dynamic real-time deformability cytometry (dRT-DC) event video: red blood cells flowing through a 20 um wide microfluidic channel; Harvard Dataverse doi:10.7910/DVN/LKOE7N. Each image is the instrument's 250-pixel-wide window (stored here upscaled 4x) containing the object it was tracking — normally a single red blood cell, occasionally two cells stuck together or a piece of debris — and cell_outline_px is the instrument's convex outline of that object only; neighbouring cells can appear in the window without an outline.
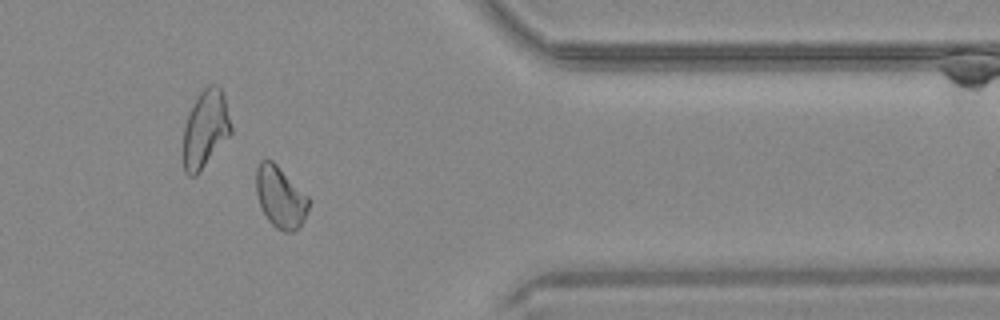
{"species": "common noctule bat (a hibernating species)", "species_latin": "Nyctalus noctula", "temperature_condition": "warm", "stored_images_in_passage": 34, "camera_frame_rate_fps": 3000, "um_per_image_px": 0.085, "animal": {"sex": "male", "body_mass_g": 20.4}, "frame": {"image": 1, "passage_image": 25, "time_ms": 8.0, "image_size_px": [1000, 320], "cell_outline_px": [[312, 200], [304, 220], [300, 228], [292, 232], [284, 232], [276, 228], [268, 220], [260, 204], [256, 192], [256, 168], [260, 160], [272, 160]], "centroid_in_image_um": [23.86, 16.78], "position_along_channel_um": 387.5, "area_um2": 18.9}}